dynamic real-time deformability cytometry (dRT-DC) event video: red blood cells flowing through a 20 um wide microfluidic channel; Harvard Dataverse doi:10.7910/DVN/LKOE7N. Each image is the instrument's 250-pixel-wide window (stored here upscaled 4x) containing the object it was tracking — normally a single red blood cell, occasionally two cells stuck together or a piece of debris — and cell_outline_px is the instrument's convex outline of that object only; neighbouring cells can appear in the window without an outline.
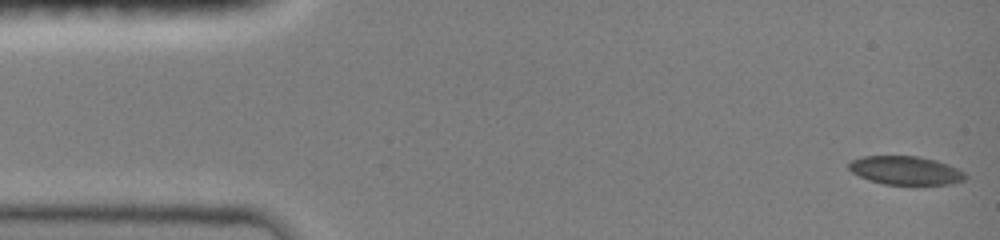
{"species": "common noctule bat (a hibernating species)", "species_latin": "Nyctalus noctula", "temperature_condition": "room temperature", "stored_images_in_passage": 48, "camera_frame_rate_fps": 3000, "um_per_image_px": 0.085, "animal": {"sex": "female", "body_mass_g": 19.0, "forearm_length_mm": 51.5}, "frame": {"image": 1, "passage_image": 1, "time_ms": 0.0, "image_size_px": [1000, 240], "cell_outline_px": [[968, 176], [964, 180], [952, 184], [884, 184], [868, 180], [852, 172], [848, 168], [848, 164], [852, 160], [864, 156], [920, 156], [936, 160], [948, 164], [964, 172]], "centroid_in_image_um": [76.99, 14.48], "position_along_channel_um": 8.0, "area_um2": 19.36}}
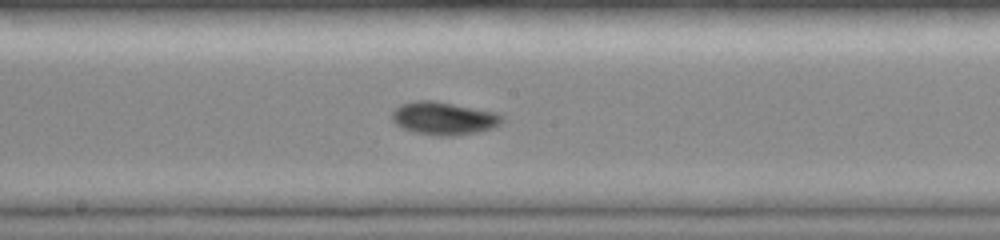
{"frame": {"image": 2, "passage_image": 25, "time_ms": 8.0, "image_size_px": [1000, 240], "cell_outline_px": [[504, 120], [500, 124], [492, 128], [476, 132], [452, 136], [436, 136], [412, 132], [396, 124], [392, 120], [392, 112], [400, 104], [416, 100], [436, 100], [496, 112], [504, 116]], "centroid_in_image_um": [37.72, 10.05], "position_along_channel_um": 210.5, "area_um2": 21.33}}
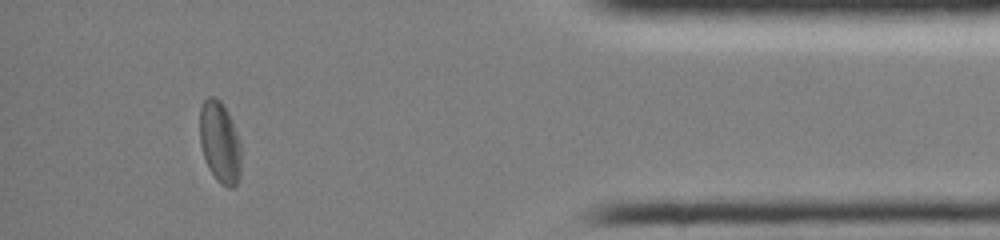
{"frame": {"image": 3, "passage_image": 43, "time_ms": 14.0, "image_size_px": [1000, 240], "cell_outline_px": [[240, 176], [236, 184], [232, 188], [228, 188], [220, 184], [216, 180], [208, 168], [200, 144], [200, 108], [204, 100], [208, 96], [212, 96], [220, 100], [228, 112], [232, 120], [240, 144]], "centroid_in_image_um": [18.68, 12.11], "position_along_channel_um": 416.5, "area_um2": 19.71}, "authors_computed_cell_mechanics": {"area_um2": 19.941, "velocity_mm_per_s": 3.9912, "shape_relaxation_time_tau1_ms": 7.2617, "shape_relaxation_time_tau2_ms": 6.2386, "deformation_change_tau1": 0.1585, "deformation_change_tau2": 0.0652}}